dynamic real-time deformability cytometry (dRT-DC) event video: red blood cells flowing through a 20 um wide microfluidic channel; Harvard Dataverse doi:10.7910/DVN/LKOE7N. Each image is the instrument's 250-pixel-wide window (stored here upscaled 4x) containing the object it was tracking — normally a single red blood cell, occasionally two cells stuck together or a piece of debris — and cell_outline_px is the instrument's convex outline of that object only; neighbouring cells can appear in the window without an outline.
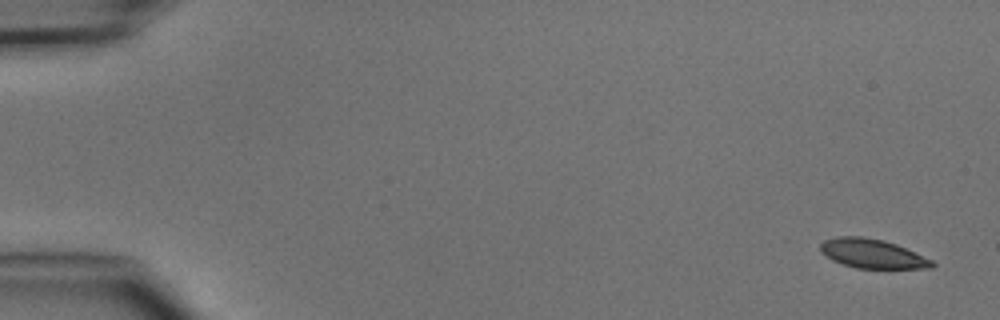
{"species": "common noctule bat (a hibernating species)", "species_latin": "Nyctalus noctula", "temperature_condition": "cold", "stored_images_in_passage": 4, "camera_frame_rate_fps": 3000, "um_per_image_px": 0.085, "animal": {"sex": "male", "body_mass_g": 15.6}, "frame": {"image": 1, "passage_image": 1, "time_ms": 0.0, "image_size_px": [1000, 320], "cell_outline_px": [[936, 264], [932, 268], [856, 268], [832, 260], [820, 252], [820, 244], [824, 240], [836, 236], [860, 236], [884, 240], [896, 244], [932, 260]], "centroid_in_image_um": [74.12, 21.55], "position_along_channel_um": 10.9, "area_um2": 18.9}}
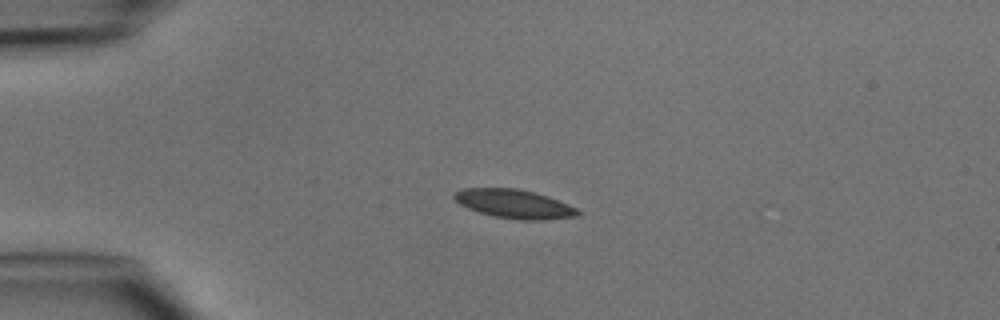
{"frame": {"image": 2, "passage_image": 3, "time_ms": 3.333, "image_size_px": [1000, 320], "cell_outline_px": [[584, 212], [580, 216], [540, 220], [520, 220], [492, 216], [468, 208], [460, 204], [452, 196], [456, 192], [464, 188], [516, 188], [536, 192], [548, 196], [568, 204]], "centroid_in_image_um": [43.76, 17.33], "position_along_channel_um": 41.2, "area_um2": 20.87}}